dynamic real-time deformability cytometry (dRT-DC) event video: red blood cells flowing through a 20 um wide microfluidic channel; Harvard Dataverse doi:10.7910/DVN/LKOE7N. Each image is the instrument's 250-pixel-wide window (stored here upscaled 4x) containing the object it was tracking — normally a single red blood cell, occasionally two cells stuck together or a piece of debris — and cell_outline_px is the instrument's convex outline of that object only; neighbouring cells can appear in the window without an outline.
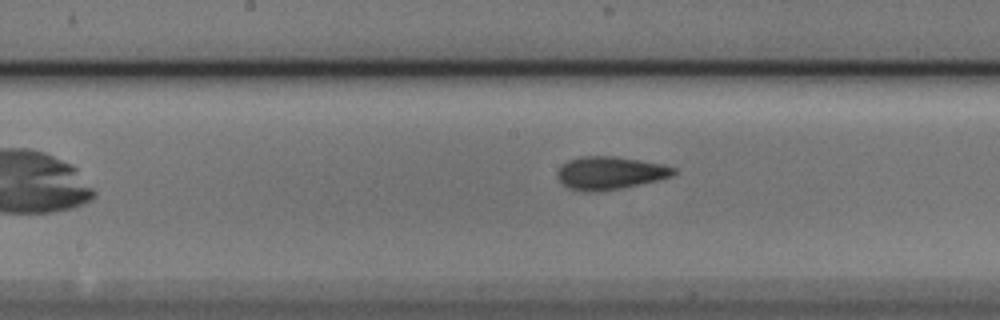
{"species": "Egyptian fruit bat (a non-hibernating species)", "species_latin": "Rousettus aegyptiacus", "temperature_condition": "cold", "stored_images_in_passage": 8, "camera_frame_rate_fps": 3000, "um_per_image_px": 0.085, "animal": {"sex": "male"}, "frame": {"image": 1, "passage_image": 8, "time_ms": 2.333, "image_size_px": [1000, 320], "cell_outline_px": [[676, 172], [672, 176], [640, 184], [620, 188], [596, 192], [584, 192], [568, 188], [556, 176], [556, 172], [568, 160], [580, 156], [612, 156], [640, 160], [664, 164], [676, 168]], "centroid_in_image_um": [51.84, 14.7], "position_along_channel_um": 196.4, "area_um2": 22.25}}